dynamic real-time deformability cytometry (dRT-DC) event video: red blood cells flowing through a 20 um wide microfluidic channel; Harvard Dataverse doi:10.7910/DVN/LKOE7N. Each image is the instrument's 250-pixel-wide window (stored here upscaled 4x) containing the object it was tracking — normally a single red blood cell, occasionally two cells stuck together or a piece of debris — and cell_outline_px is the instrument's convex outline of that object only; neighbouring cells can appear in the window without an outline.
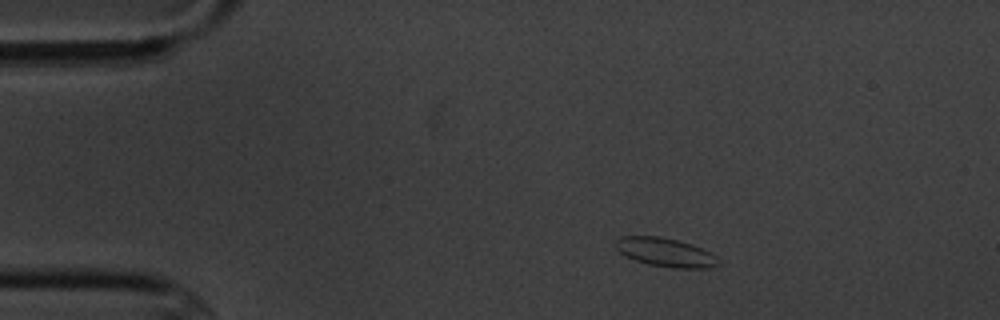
{"species": "common noctule bat (a hibernating species)", "species_latin": "Nyctalus noctula", "temperature_condition": "cold", "stored_images_in_passage": 49, "camera_frame_rate_fps": 3000, "um_per_image_px": 0.085, "animal": {"sex": "male", "body_mass_g": 20.1, "forearm_length_mm": 53.5}, "frame": {"image": 1, "passage_image": 1, "time_ms": 0.0, "image_size_px": [1000, 320], "cell_outline_px": [[720, 264], [712, 268], [672, 268], [648, 264], [624, 256], [616, 248], [616, 240], [620, 236], [660, 236], [680, 240], [692, 244], [712, 252], [720, 260]], "centroid_in_image_um": [56.61, 21.45], "position_along_channel_um": 28.4, "area_um2": 17.51}}
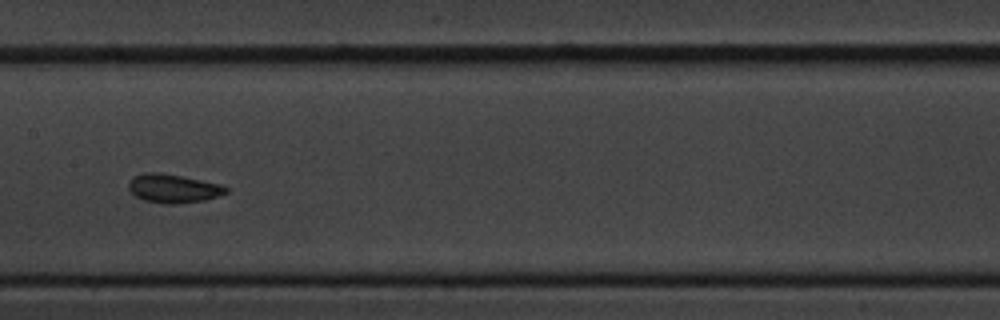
{"frame": {"image": 2, "passage_image": 20, "time_ms": 6.333, "image_size_px": [1000, 320], "cell_outline_px": [[228, 192], [220, 196], [204, 200], [176, 204], [160, 204], [144, 200], [136, 196], [128, 188], [128, 184], [132, 176], [144, 172], [160, 172], [220, 184], [228, 188]], "centroid_in_image_um": [14.71, 16.02], "position_along_channel_um": 192.7, "area_um2": 16.36}}
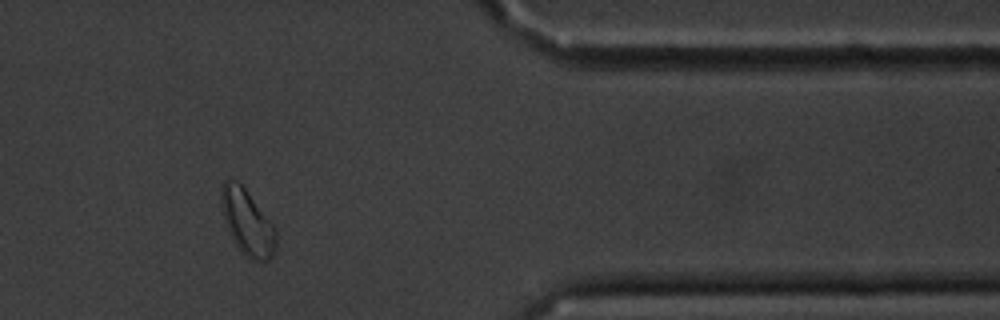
{"frame": {"image": 3, "passage_image": 39, "time_ms": 12.667, "image_size_px": [1000, 320], "cell_outline_px": [[276, 248], [272, 256], [268, 260], [252, 260], [244, 256], [236, 244], [228, 228], [220, 204], [220, 188], [224, 180], [228, 176], [236, 180], [244, 188], [276, 228]], "centroid_in_image_um": [21.01, 18.87], "position_along_channel_um": 390.4, "area_um2": 20.81}, "authors_computed_cell_mechanics": {"area_um2": 16.184, "velocity_mm_per_s": 3.4598, "shape_relaxation_time_tau1_ms": 2.2895, "shape_relaxation_time_tau2_ms": 1.0409, "deformation_change_tau1": 0.0617, "deformation_change_tau2": 0.0391}}